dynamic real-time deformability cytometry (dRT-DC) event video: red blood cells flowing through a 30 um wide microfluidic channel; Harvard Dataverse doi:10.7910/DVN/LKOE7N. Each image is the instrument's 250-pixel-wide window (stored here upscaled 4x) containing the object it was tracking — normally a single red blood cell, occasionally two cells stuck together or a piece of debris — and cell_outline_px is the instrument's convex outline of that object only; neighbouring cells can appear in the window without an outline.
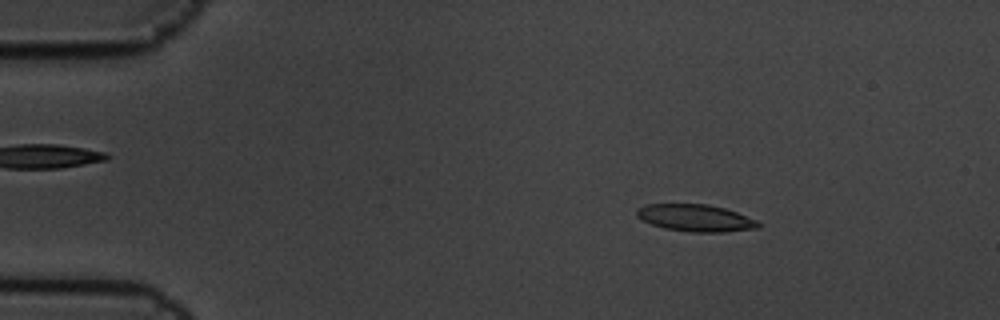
{"species": "common noctule bat (a hibernating species)", "species_latin": "Nyctalus noctula", "temperature_condition": "cold", "stored_images_in_passage": 5, "camera_frame_rate_fps": 3000, "um_per_image_px": 0.085, "animal": {"sex": "male", "body_mass_g": 19.5, "forearm_length_mm": 54.6}, "frame": {"image": 1, "passage_image": 2, "time_ms": 0.333, "image_size_px": [1000, 320], "cell_outline_px": [[760, 228], [724, 232], [692, 232], [664, 228], [652, 224], [636, 216], [636, 208], [644, 204], [708, 204], [724, 208], [736, 212], [756, 220], [760, 224]], "centroid_in_image_um": [59.11, 18.52], "position_along_channel_um": 25.9, "area_um2": 19.13}}
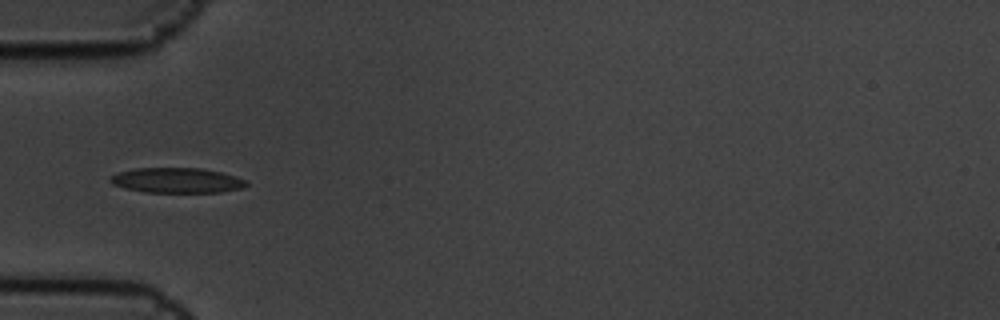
{"frame": {"image": 2, "passage_image": 5, "time_ms": 1.333, "image_size_px": [1000, 320], "cell_outline_px": [[248, 184], [244, 188], [220, 192], [144, 192], [124, 188], [112, 184], [108, 180], [108, 176], [132, 168], [200, 168], [220, 172], [236, 176], [248, 180]], "centroid_in_image_um": [15.02, 15.33], "position_along_channel_um": 70.0, "area_um2": 20.11}}